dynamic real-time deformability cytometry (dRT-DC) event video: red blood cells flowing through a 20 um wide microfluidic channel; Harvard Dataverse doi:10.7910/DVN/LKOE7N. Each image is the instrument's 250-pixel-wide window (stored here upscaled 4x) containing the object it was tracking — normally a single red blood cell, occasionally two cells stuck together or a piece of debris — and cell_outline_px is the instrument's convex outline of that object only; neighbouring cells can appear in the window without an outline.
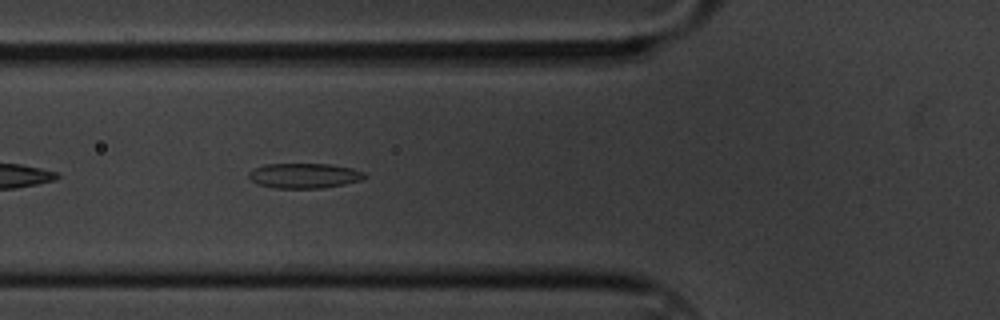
{"species": "common noctule bat (a hibernating species)", "species_latin": "Nyctalus noctula", "temperature_condition": "cold", "stored_images_in_passage": 37, "camera_frame_rate_fps": 3000, "um_per_image_px": 0.085, "animal": {"sex": "male", "body_mass_g": 20.1, "forearm_length_mm": 53.5}, "frame": {"image": 1, "passage_image": 6, "time_ms": 1.667, "image_size_px": [1000, 320], "cell_outline_px": [[368, 176], [360, 180], [344, 184], [320, 188], [276, 188], [256, 184], [248, 176], [248, 172], [252, 168], [264, 164], [328, 164], [352, 168], [364, 172]], "centroid_in_image_um": [25.83, 14.93], "position_along_channel_um": 100.0, "area_um2": 16.94}}
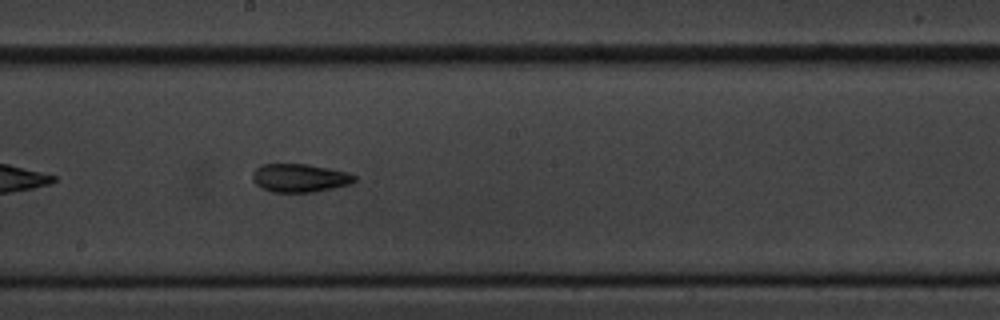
{"frame": {"image": 2, "passage_image": 17, "time_ms": 5.333, "image_size_px": [1000, 320], "cell_outline_px": [[356, 180], [348, 184], [316, 192], [272, 192], [260, 188], [252, 180], [252, 172], [260, 164], [308, 164], [328, 168], [344, 172], [356, 176]], "centroid_in_image_um": [25.41, 15.13], "position_along_channel_um": 222.8, "area_um2": 16.82}}
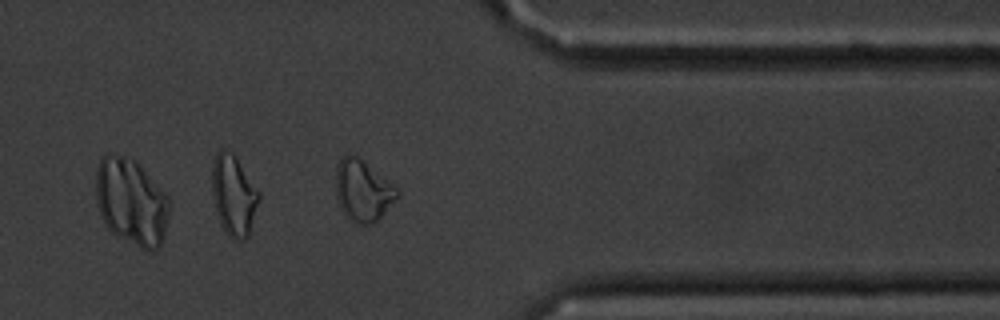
{"frame": {"image": 3, "passage_image": 32, "time_ms": 10.333, "image_size_px": [1000, 320], "cell_outline_px": [[400, 196], [372, 224], [356, 224], [344, 216], [336, 196], [336, 164], [344, 156], [356, 156], [392, 184], [400, 192]], "centroid_in_image_um": [30.82, 16.25], "position_along_channel_um": 380.6, "area_um2": 21.5}, "authors_computed_cell_mechanics": {"area_um2": 16.5886, "velocity_mm_per_s": 3.3382, "shape_relaxation_time_tau1_ms": 9.9559, "shape_relaxation_time_tau2_ms": 2.9337, "deformation_change_tau1": 0.1837, "deformation_change_tau2": 0.0843}}